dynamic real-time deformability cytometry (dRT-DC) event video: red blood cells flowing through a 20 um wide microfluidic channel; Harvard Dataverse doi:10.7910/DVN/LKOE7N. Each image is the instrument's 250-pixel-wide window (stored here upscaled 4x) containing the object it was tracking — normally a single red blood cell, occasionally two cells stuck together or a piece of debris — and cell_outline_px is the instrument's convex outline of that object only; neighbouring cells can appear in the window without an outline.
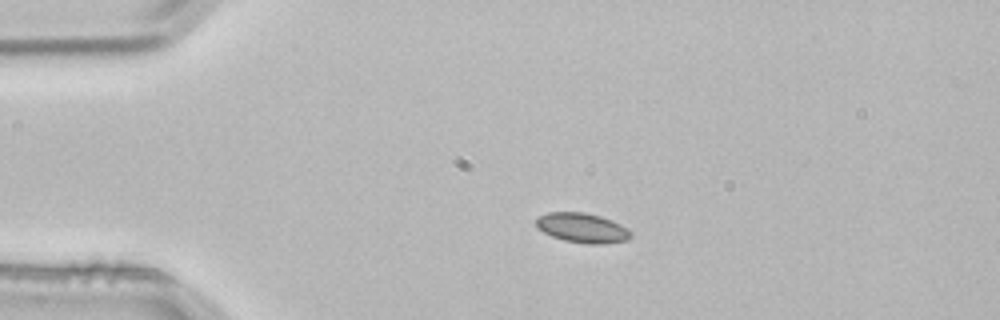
{"species": "common noctule bat (a hibernating species)", "species_latin": "Nyctalus noctula", "temperature_condition": "room temperature", "stored_images_in_passage": 3, "camera_frame_rate_fps": 3000, "um_per_image_px": 0.085, "animal": {"sex": "male", "body_mass_g": 21.5, "forearm_length_mm": 52.0}, "frame": {"image": 1, "passage_image": 2, "time_ms": 0.333, "image_size_px": [1000, 320], "cell_outline_px": [[632, 236], [628, 240], [604, 244], [588, 244], [564, 240], [552, 236], [536, 228], [536, 220], [540, 216], [548, 212], [584, 212], [600, 216], [612, 220], [628, 228], [632, 232]], "centroid_in_image_um": [49.52, 19.37], "position_along_channel_um": 35.5, "area_um2": 16.47}}